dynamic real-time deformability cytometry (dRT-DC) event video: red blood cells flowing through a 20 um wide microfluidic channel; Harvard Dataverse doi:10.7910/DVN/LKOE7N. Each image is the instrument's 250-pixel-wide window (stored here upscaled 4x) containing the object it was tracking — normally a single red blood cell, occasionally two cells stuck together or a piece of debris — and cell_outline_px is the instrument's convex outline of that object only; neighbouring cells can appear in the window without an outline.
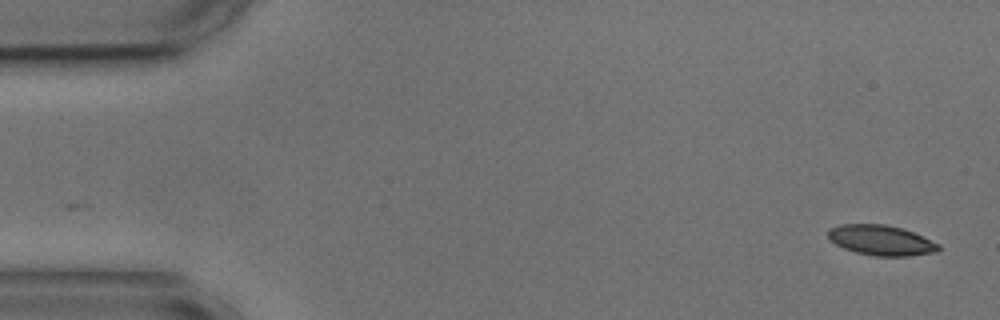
{"species": "common noctule bat (a hibernating species)", "species_latin": "Nyctalus noctula", "temperature_condition": "cold", "stored_images_in_passage": 26, "camera_frame_rate_fps": 3000, "um_per_image_px": 0.085, "animal": {"sex": "male", "body_mass_g": 17.9, "forearm_length_mm": 54.2}, "frame": {"image": 1, "passage_image": 1, "time_ms": 0.0, "image_size_px": [1000, 320], "cell_outline_px": [[940, 248], [936, 252], [908, 256], [876, 256], [856, 252], [844, 248], [828, 240], [828, 228], [840, 224], [884, 224], [904, 228], [940, 244]], "centroid_in_image_um": [74.88, 20.41], "position_along_channel_um": 10.1, "area_um2": 19.54}}
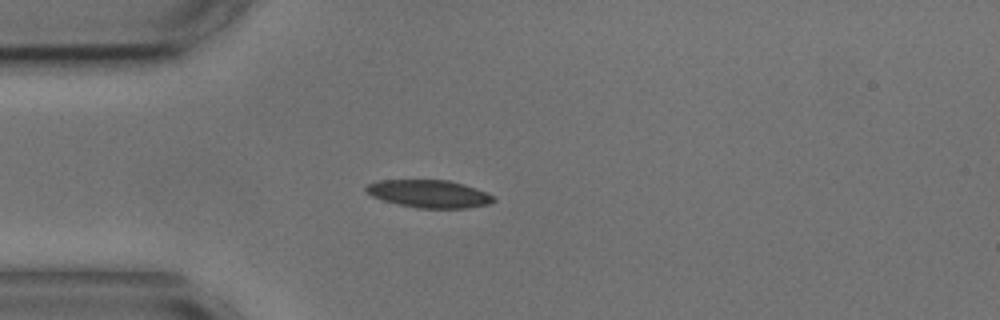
{"frame": {"image": 2, "passage_image": 13, "time_ms": 4.0, "image_size_px": [1000, 320], "cell_outline_px": [[496, 200], [488, 204], [468, 208], [416, 208], [384, 200], [372, 196], [364, 188], [368, 184], [380, 180], [448, 180], [464, 184], [476, 188], [496, 196]], "centroid_in_image_um": [36.52, 16.47], "position_along_channel_um": 48.5, "area_um2": 20.52}}